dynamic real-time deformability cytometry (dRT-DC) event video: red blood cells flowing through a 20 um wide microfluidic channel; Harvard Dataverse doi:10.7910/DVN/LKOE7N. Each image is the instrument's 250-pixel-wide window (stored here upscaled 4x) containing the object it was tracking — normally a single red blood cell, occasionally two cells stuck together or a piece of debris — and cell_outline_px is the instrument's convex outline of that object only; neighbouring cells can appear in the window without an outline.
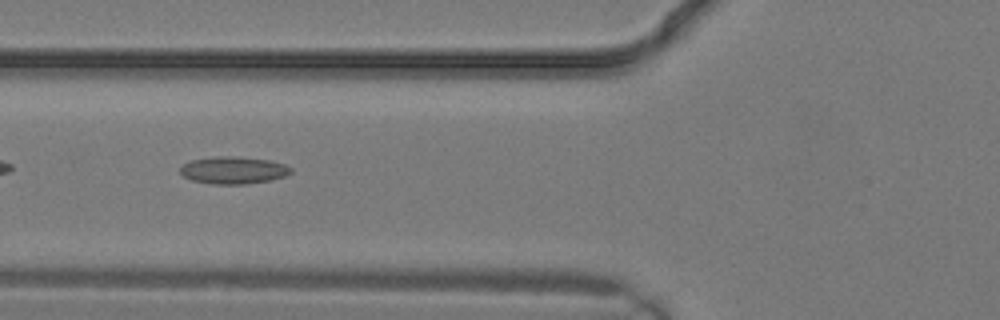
{"species": "common noctule bat (a hibernating species)", "species_latin": "Nyctalus noctula", "temperature_condition": "warm", "stored_images_in_passage": 26, "camera_frame_rate_fps": 3000, "um_per_image_px": 0.085, "animal": {"sex": "male", "body_mass_g": 19.2, "forearm_length_mm": 51.8}, "frame": {"image": 1, "passage_image": 10, "time_ms": 3.0, "image_size_px": [1000, 320], "cell_outline_px": [[292, 172], [284, 176], [268, 180], [244, 184], [212, 184], [192, 180], [184, 176], [180, 172], [180, 168], [184, 164], [192, 160], [216, 156], [236, 156], [268, 160], [284, 164], [292, 168]], "centroid_in_image_um": [19.83, 14.46], "position_along_channel_um": 106.0, "area_um2": 17.4}}
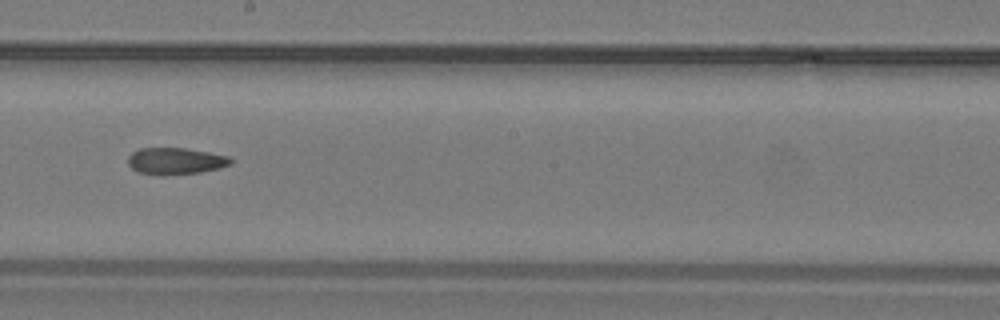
{"frame": {"image": 2, "passage_image": 15, "time_ms": 4.667, "image_size_px": [1000, 320], "cell_outline_px": [[232, 164], [220, 168], [200, 172], [164, 176], [160, 176], [140, 172], [132, 168], [128, 164], [128, 156], [132, 152], [140, 148], [184, 148], [208, 152], [228, 156], [232, 160]], "centroid_in_image_um": [14.91, 13.7], "position_along_channel_um": 233.3, "area_um2": 16.07}}
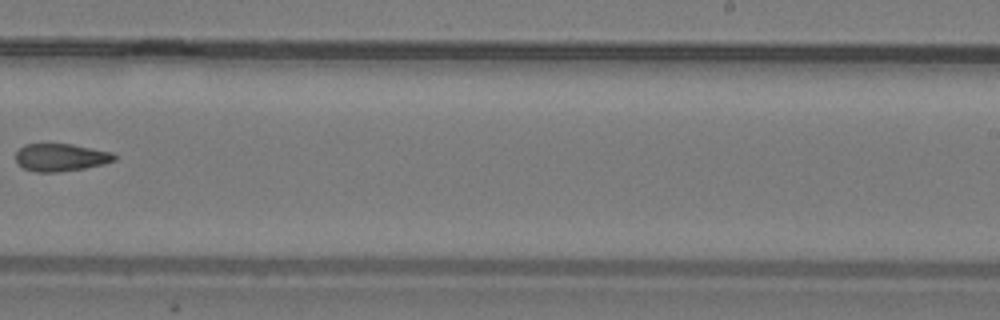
{"frame": {"image": 3, "passage_image": 17, "time_ms": 5.333, "image_size_px": [1000, 320], "cell_outline_px": [[116, 160], [104, 164], [84, 168], [56, 172], [36, 172], [24, 168], [16, 164], [16, 152], [24, 144], [72, 144], [112, 152], [116, 156]], "centroid_in_image_um": [5.15, 13.38], "position_along_channel_um": 283.8, "area_um2": 15.9}}